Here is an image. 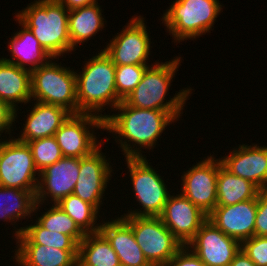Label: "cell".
<instances>
[{"label": "cell", "mask_w": 267, "mask_h": 266, "mask_svg": "<svg viewBox=\"0 0 267 266\" xmlns=\"http://www.w3.org/2000/svg\"><path fill=\"white\" fill-rule=\"evenodd\" d=\"M232 174L253 183L259 190L267 189V147L241 145L230 156L221 159Z\"/></svg>", "instance_id": "ac0fdd59"}, {"label": "cell", "mask_w": 267, "mask_h": 266, "mask_svg": "<svg viewBox=\"0 0 267 266\" xmlns=\"http://www.w3.org/2000/svg\"><path fill=\"white\" fill-rule=\"evenodd\" d=\"M35 193L36 190L0 186V198H2L0 199V219L3 217L5 221L7 219L15 221L35 212L40 205L36 203Z\"/></svg>", "instance_id": "4316f807"}, {"label": "cell", "mask_w": 267, "mask_h": 266, "mask_svg": "<svg viewBox=\"0 0 267 266\" xmlns=\"http://www.w3.org/2000/svg\"><path fill=\"white\" fill-rule=\"evenodd\" d=\"M259 189L250 181L232 174L223 165L217 177V206L234 205L254 199Z\"/></svg>", "instance_id": "d4e9b609"}, {"label": "cell", "mask_w": 267, "mask_h": 266, "mask_svg": "<svg viewBox=\"0 0 267 266\" xmlns=\"http://www.w3.org/2000/svg\"><path fill=\"white\" fill-rule=\"evenodd\" d=\"M115 108L122 112L117 115H104V129L148 149L153 148L165 127L181 114V112L135 108L124 101Z\"/></svg>", "instance_id": "7a4b0ae2"}, {"label": "cell", "mask_w": 267, "mask_h": 266, "mask_svg": "<svg viewBox=\"0 0 267 266\" xmlns=\"http://www.w3.org/2000/svg\"><path fill=\"white\" fill-rule=\"evenodd\" d=\"M27 117L23 133L17 140L28 143L35 139L54 136L55 132L72 114L67 109L52 104L36 102Z\"/></svg>", "instance_id": "ffe728a7"}, {"label": "cell", "mask_w": 267, "mask_h": 266, "mask_svg": "<svg viewBox=\"0 0 267 266\" xmlns=\"http://www.w3.org/2000/svg\"><path fill=\"white\" fill-rule=\"evenodd\" d=\"M120 140L122 151L125 154L130 171L131 181L134 186L135 197L141 203L143 211H133L125 216H153L159 217L170 196L165 187L164 180L148 164L146 158L138 150H133L130 144Z\"/></svg>", "instance_id": "5b68a950"}, {"label": "cell", "mask_w": 267, "mask_h": 266, "mask_svg": "<svg viewBox=\"0 0 267 266\" xmlns=\"http://www.w3.org/2000/svg\"><path fill=\"white\" fill-rule=\"evenodd\" d=\"M120 260L101 233L86 234L78 246L77 266H117Z\"/></svg>", "instance_id": "cb8c5ba5"}, {"label": "cell", "mask_w": 267, "mask_h": 266, "mask_svg": "<svg viewBox=\"0 0 267 266\" xmlns=\"http://www.w3.org/2000/svg\"><path fill=\"white\" fill-rule=\"evenodd\" d=\"M57 205L68 214L85 234L100 232V225L94 223L98 215V209L94 205L74 194L62 198ZM95 224L97 226H94Z\"/></svg>", "instance_id": "f1b7e54d"}, {"label": "cell", "mask_w": 267, "mask_h": 266, "mask_svg": "<svg viewBox=\"0 0 267 266\" xmlns=\"http://www.w3.org/2000/svg\"><path fill=\"white\" fill-rule=\"evenodd\" d=\"M188 249L187 246H183L164 266H206L193 252H189Z\"/></svg>", "instance_id": "e575fe53"}, {"label": "cell", "mask_w": 267, "mask_h": 266, "mask_svg": "<svg viewBox=\"0 0 267 266\" xmlns=\"http://www.w3.org/2000/svg\"><path fill=\"white\" fill-rule=\"evenodd\" d=\"M33 155L28 143L9 139L0 143V186L37 190ZM37 181V182H36Z\"/></svg>", "instance_id": "9c48e42d"}, {"label": "cell", "mask_w": 267, "mask_h": 266, "mask_svg": "<svg viewBox=\"0 0 267 266\" xmlns=\"http://www.w3.org/2000/svg\"><path fill=\"white\" fill-rule=\"evenodd\" d=\"M241 250L256 266H267V237L254 235L244 240Z\"/></svg>", "instance_id": "d6a6232c"}, {"label": "cell", "mask_w": 267, "mask_h": 266, "mask_svg": "<svg viewBox=\"0 0 267 266\" xmlns=\"http://www.w3.org/2000/svg\"><path fill=\"white\" fill-rule=\"evenodd\" d=\"M221 165L220 159L214 160L210 155L182 176V195L207 216L217 206V177Z\"/></svg>", "instance_id": "8fae6325"}, {"label": "cell", "mask_w": 267, "mask_h": 266, "mask_svg": "<svg viewBox=\"0 0 267 266\" xmlns=\"http://www.w3.org/2000/svg\"><path fill=\"white\" fill-rule=\"evenodd\" d=\"M68 16L69 10L57 0H38L16 15L54 59L72 51Z\"/></svg>", "instance_id": "6da1fadb"}, {"label": "cell", "mask_w": 267, "mask_h": 266, "mask_svg": "<svg viewBox=\"0 0 267 266\" xmlns=\"http://www.w3.org/2000/svg\"><path fill=\"white\" fill-rule=\"evenodd\" d=\"M19 24L22 25L23 29L18 33H15L14 37L10 40L9 51L12 52V58L17 59L11 60L2 58L6 62L15 64L23 69H28L30 72L46 64L49 58H52L39 41L35 38L34 34L30 29L25 26L18 18ZM45 61V63H44ZM31 64V67L27 68L26 64Z\"/></svg>", "instance_id": "7402d4cb"}, {"label": "cell", "mask_w": 267, "mask_h": 266, "mask_svg": "<svg viewBox=\"0 0 267 266\" xmlns=\"http://www.w3.org/2000/svg\"><path fill=\"white\" fill-rule=\"evenodd\" d=\"M187 247L194 248L190 251L206 266H229L240 251L241 243L224 234L207 219Z\"/></svg>", "instance_id": "7c38bea8"}, {"label": "cell", "mask_w": 267, "mask_h": 266, "mask_svg": "<svg viewBox=\"0 0 267 266\" xmlns=\"http://www.w3.org/2000/svg\"><path fill=\"white\" fill-rule=\"evenodd\" d=\"M84 67L82 74L76 73L78 113L91 114L95 111L94 114H98L103 106L110 103L115 108L122 100L117 95L116 66L110 57L102 51Z\"/></svg>", "instance_id": "3957f363"}, {"label": "cell", "mask_w": 267, "mask_h": 266, "mask_svg": "<svg viewBox=\"0 0 267 266\" xmlns=\"http://www.w3.org/2000/svg\"><path fill=\"white\" fill-rule=\"evenodd\" d=\"M180 64V57L165 63H155L145 70L141 82L123 101L135 108L180 112L190 94L191 89L181 90L173 98L164 103L165 95ZM151 67V68H150Z\"/></svg>", "instance_id": "277c9868"}, {"label": "cell", "mask_w": 267, "mask_h": 266, "mask_svg": "<svg viewBox=\"0 0 267 266\" xmlns=\"http://www.w3.org/2000/svg\"><path fill=\"white\" fill-rule=\"evenodd\" d=\"M87 125L104 129V115L71 114L55 132L54 137L64 157L82 158L99 147L95 135L90 133Z\"/></svg>", "instance_id": "30bf717a"}, {"label": "cell", "mask_w": 267, "mask_h": 266, "mask_svg": "<svg viewBox=\"0 0 267 266\" xmlns=\"http://www.w3.org/2000/svg\"><path fill=\"white\" fill-rule=\"evenodd\" d=\"M159 217L183 246L195 237L201 225L208 219L204 212L182 194L169 196Z\"/></svg>", "instance_id": "5bb4252c"}, {"label": "cell", "mask_w": 267, "mask_h": 266, "mask_svg": "<svg viewBox=\"0 0 267 266\" xmlns=\"http://www.w3.org/2000/svg\"><path fill=\"white\" fill-rule=\"evenodd\" d=\"M31 99V72L0 59V100L16 110V102Z\"/></svg>", "instance_id": "44dd1931"}, {"label": "cell", "mask_w": 267, "mask_h": 266, "mask_svg": "<svg viewBox=\"0 0 267 266\" xmlns=\"http://www.w3.org/2000/svg\"><path fill=\"white\" fill-rule=\"evenodd\" d=\"M16 115L14 108L0 100V133L5 129L10 130L9 128L12 126V122L15 121Z\"/></svg>", "instance_id": "d590c367"}, {"label": "cell", "mask_w": 267, "mask_h": 266, "mask_svg": "<svg viewBox=\"0 0 267 266\" xmlns=\"http://www.w3.org/2000/svg\"><path fill=\"white\" fill-rule=\"evenodd\" d=\"M20 245H44L60 250H78L79 244L71 237L58 232H51L36 225L26 226L15 231Z\"/></svg>", "instance_id": "83f0119b"}, {"label": "cell", "mask_w": 267, "mask_h": 266, "mask_svg": "<svg viewBox=\"0 0 267 266\" xmlns=\"http://www.w3.org/2000/svg\"><path fill=\"white\" fill-rule=\"evenodd\" d=\"M148 65L116 66L115 85L118 97L123 101L141 82Z\"/></svg>", "instance_id": "1f68e13d"}, {"label": "cell", "mask_w": 267, "mask_h": 266, "mask_svg": "<svg viewBox=\"0 0 267 266\" xmlns=\"http://www.w3.org/2000/svg\"><path fill=\"white\" fill-rule=\"evenodd\" d=\"M28 145L32 151L35 167L39 171L38 174L64 157L54 136L32 140Z\"/></svg>", "instance_id": "4dcf8cb0"}, {"label": "cell", "mask_w": 267, "mask_h": 266, "mask_svg": "<svg viewBox=\"0 0 267 266\" xmlns=\"http://www.w3.org/2000/svg\"><path fill=\"white\" fill-rule=\"evenodd\" d=\"M67 10H74L97 3L96 0H57Z\"/></svg>", "instance_id": "8d00e7d4"}, {"label": "cell", "mask_w": 267, "mask_h": 266, "mask_svg": "<svg viewBox=\"0 0 267 266\" xmlns=\"http://www.w3.org/2000/svg\"><path fill=\"white\" fill-rule=\"evenodd\" d=\"M31 95L38 102L61 106L78 114L76 72L49 61L31 71Z\"/></svg>", "instance_id": "8992f818"}, {"label": "cell", "mask_w": 267, "mask_h": 266, "mask_svg": "<svg viewBox=\"0 0 267 266\" xmlns=\"http://www.w3.org/2000/svg\"><path fill=\"white\" fill-rule=\"evenodd\" d=\"M144 24L143 18L133 17L128 26L103 49L115 66L147 65L150 39Z\"/></svg>", "instance_id": "4fadbf2b"}, {"label": "cell", "mask_w": 267, "mask_h": 266, "mask_svg": "<svg viewBox=\"0 0 267 266\" xmlns=\"http://www.w3.org/2000/svg\"><path fill=\"white\" fill-rule=\"evenodd\" d=\"M38 223L51 232L71 236L78 244L86 235L57 204L40 216Z\"/></svg>", "instance_id": "f546056e"}, {"label": "cell", "mask_w": 267, "mask_h": 266, "mask_svg": "<svg viewBox=\"0 0 267 266\" xmlns=\"http://www.w3.org/2000/svg\"><path fill=\"white\" fill-rule=\"evenodd\" d=\"M229 266H256L250 258L240 249Z\"/></svg>", "instance_id": "74e56055"}, {"label": "cell", "mask_w": 267, "mask_h": 266, "mask_svg": "<svg viewBox=\"0 0 267 266\" xmlns=\"http://www.w3.org/2000/svg\"><path fill=\"white\" fill-rule=\"evenodd\" d=\"M255 236L267 237V189L259 190L257 195Z\"/></svg>", "instance_id": "836d02e7"}, {"label": "cell", "mask_w": 267, "mask_h": 266, "mask_svg": "<svg viewBox=\"0 0 267 266\" xmlns=\"http://www.w3.org/2000/svg\"><path fill=\"white\" fill-rule=\"evenodd\" d=\"M98 3L69 10L68 32L71 40L72 50L78 43L87 41L102 29L104 25Z\"/></svg>", "instance_id": "484cf974"}, {"label": "cell", "mask_w": 267, "mask_h": 266, "mask_svg": "<svg viewBox=\"0 0 267 266\" xmlns=\"http://www.w3.org/2000/svg\"><path fill=\"white\" fill-rule=\"evenodd\" d=\"M99 149L98 147L90 155L80 158L79 178L72 193L98 210L112 171Z\"/></svg>", "instance_id": "e0dca14e"}, {"label": "cell", "mask_w": 267, "mask_h": 266, "mask_svg": "<svg viewBox=\"0 0 267 266\" xmlns=\"http://www.w3.org/2000/svg\"><path fill=\"white\" fill-rule=\"evenodd\" d=\"M100 232L110 242L120 264L125 266H152L137 244L132 228L122 219L104 222Z\"/></svg>", "instance_id": "d6986e66"}, {"label": "cell", "mask_w": 267, "mask_h": 266, "mask_svg": "<svg viewBox=\"0 0 267 266\" xmlns=\"http://www.w3.org/2000/svg\"><path fill=\"white\" fill-rule=\"evenodd\" d=\"M135 240L152 266H164L183 247L160 217L124 216Z\"/></svg>", "instance_id": "ba28073f"}, {"label": "cell", "mask_w": 267, "mask_h": 266, "mask_svg": "<svg viewBox=\"0 0 267 266\" xmlns=\"http://www.w3.org/2000/svg\"><path fill=\"white\" fill-rule=\"evenodd\" d=\"M257 196L234 205L216 206L208 220L224 234L242 243L255 235Z\"/></svg>", "instance_id": "2e32d148"}, {"label": "cell", "mask_w": 267, "mask_h": 266, "mask_svg": "<svg viewBox=\"0 0 267 266\" xmlns=\"http://www.w3.org/2000/svg\"><path fill=\"white\" fill-rule=\"evenodd\" d=\"M80 158L62 157L54 164L47 166L40 172L41 178L38 181L35 193L36 203L46 200V194L51 195L54 204L62 198L73 193L74 187L79 178ZM44 185V186H43Z\"/></svg>", "instance_id": "9a60e30c"}, {"label": "cell", "mask_w": 267, "mask_h": 266, "mask_svg": "<svg viewBox=\"0 0 267 266\" xmlns=\"http://www.w3.org/2000/svg\"><path fill=\"white\" fill-rule=\"evenodd\" d=\"M221 9L218 0H176L162 18L172 36L180 41L209 32Z\"/></svg>", "instance_id": "52a82bcc"}, {"label": "cell", "mask_w": 267, "mask_h": 266, "mask_svg": "<svg viewBox=\"0 0 267 266\" xmlns=\"http://www.w3.org/2000/svg\"><path fill=\"white\" fill-rule=\"evenodd\" d=\"M15 255L21 266H77L78 250H60L44 245H19Z\"/></svg>", "instance_id": "603a6c76"}]
</instances>
